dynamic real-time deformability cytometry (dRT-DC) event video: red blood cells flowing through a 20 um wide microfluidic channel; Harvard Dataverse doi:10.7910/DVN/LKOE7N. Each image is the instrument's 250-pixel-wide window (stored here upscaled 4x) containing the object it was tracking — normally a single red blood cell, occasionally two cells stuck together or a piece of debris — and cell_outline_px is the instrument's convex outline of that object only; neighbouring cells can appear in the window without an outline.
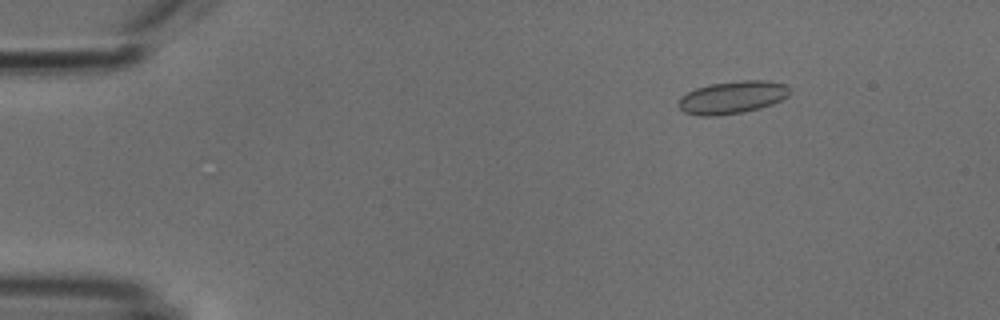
{"species": "common noctule bat (a hibernating species)", "species_latin": "Nyctalus noctula", "temperature_condition": "cold", "stored_images_in_passage": 54, "camera_frame_rate_fps": 3000, "um_per_image_px": 0.085, "animal": {"sex": "male", "body_mass_g": 18.8}, "frame": {"image": 1, "passage_image": 8, "time_ms": 2.333, "image_size_px": [1000, 320], "cell_outline_px": [[792, 88], [788, 96], [772, 104], [760, 108], [744, 112], [716, 116], [700, 116], [684, 112], [676, 104], [680, 96], [696, 88], [712, 84], [740, 80], [764, 80], [784, 84]], "centroid_in_image_um": [62.24, 8.28], "position_along_channel_um": 22.8, "area_um2": 21.27}}
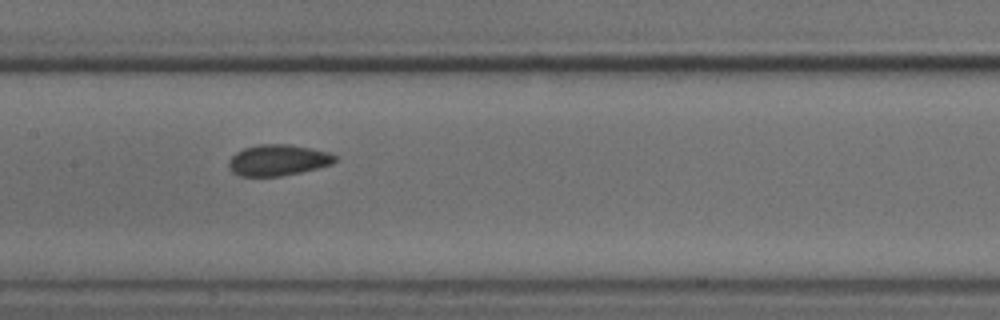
{"frame": {"image": 2, "passage_image": 27, "time_ms": 8.667, "image_size_px": [1000, 320], "cell_outline_px": [[336, 160], [332, 164], [300, 172], [280, 176], [240, 176], [232, 172], [228, 168], [228, 160], [236, 152], [244, 148], [260, 144], [288, 144], [328, 152], [336, 156]], "centroid_in_image_um": [23.58, 13.61], "position_along_channel_um": 183.8, "area_um2": 19.13}}
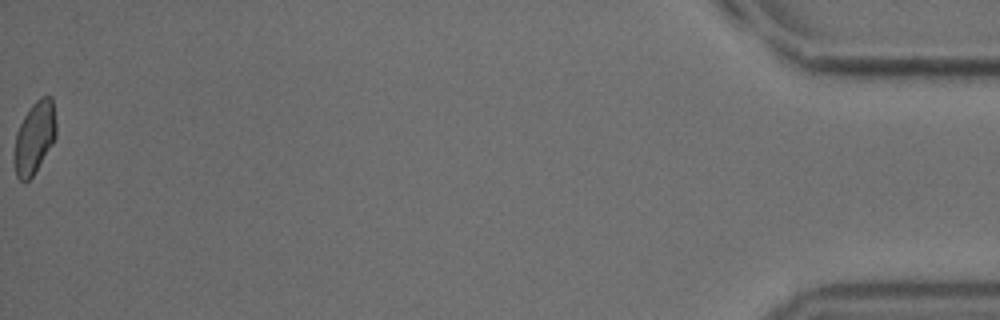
{"frame": {"image": 3, "passage_image": 54, "time_ms": 17.667, "image_size_px": [1000, 320], "cell_outline_px": [[56, 136], [52, 144], [32, 176], [24, 184], [16, 176], [12, 156], [16, 132], [24, 116], [32, 104], [40, 96], [52, 96], [56, 120]], "centroid_in_image_um": [2.91, 11.7], "position_along_channel_um": 432.3, "area_um2": 17.86}, "authors_computed_cell_mechanics": {"area_um2": 19.3341, "velocity_mm_per_s": 3.8159, "shape_relaxation_time_tau1_ms": 4.1837, "shape_relaxation_time_tau2_ms": 1.9766, "deformation_change_tau1": 0.0681, "deformation_change_tau2": 0.0515}}